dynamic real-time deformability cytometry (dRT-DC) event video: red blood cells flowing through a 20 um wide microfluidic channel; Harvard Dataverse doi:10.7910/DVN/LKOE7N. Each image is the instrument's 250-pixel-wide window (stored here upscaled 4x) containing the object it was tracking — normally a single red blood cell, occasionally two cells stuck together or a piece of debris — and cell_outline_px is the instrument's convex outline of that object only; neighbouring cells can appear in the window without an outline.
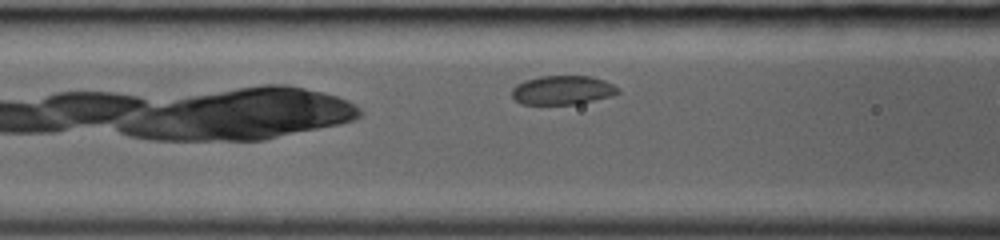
{"species": "common noctule bat (a hibernating species)", "species_latin": "Nyctalus noctula", "temperature_condition": "room temperature", "stored_images_in_passage": 9, "camera_frame_rate_fps": 3000, "um_per_image_px": 0.085, "animal": {"sex": "female", "body_mass_g": 19.0, "forearm_length_mm": 53.3}, "frame": {"image": 1, "passage_image": 9, "time_ms": 2.667, "image_size_px": [1000, 240], "cell_outline_px": [[620, 92], [612, 96], [576, 104], [520, 104], [512, 96], [512, 88], [516, 84], [524, 80], [540, 76], [592, 76], [604, 80], [620, 88]], "centroid_in_image_um": [47.82, 7.65], "position_along_channel_um": 118.8, "area_um2": 18.03}}